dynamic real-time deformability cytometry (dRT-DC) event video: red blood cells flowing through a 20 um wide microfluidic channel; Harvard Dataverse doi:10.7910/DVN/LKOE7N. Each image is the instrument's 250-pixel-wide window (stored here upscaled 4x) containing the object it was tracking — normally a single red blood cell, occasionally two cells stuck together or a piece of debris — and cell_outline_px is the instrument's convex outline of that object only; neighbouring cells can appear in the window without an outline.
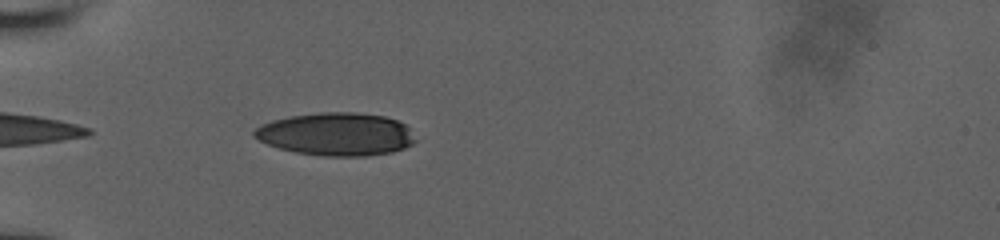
{"species": "human", "species_latin": "Homo sapiens", "temperature_condition": "room temperature", "stored_images_in_passage": 9, "camera_frame_rate_fps": 3000, "um_per_image_px": 0.085, "donor": {"sex": "male"}, "frame": {"image": 1, "passage_image": 7, "time_ms": 5.0, "image_size_px": [1000, 240], "cell_outline_px": [[416, 140], [412, 144], [404, 148], [392, 152], [364, 156], [324, 156], [296, 152], [280, 148], [268, 144], [252, 136], [252, 132], [260, 124], [272, 120], [292, 116], [320, 112], [352, 112], [384, 116], [396, 120], [404, 124], [408, 128]], "centroid_in_image_um": [28.56, 11.4], "position_along_channel_um": 56.4, "area_um2": 40.11}}
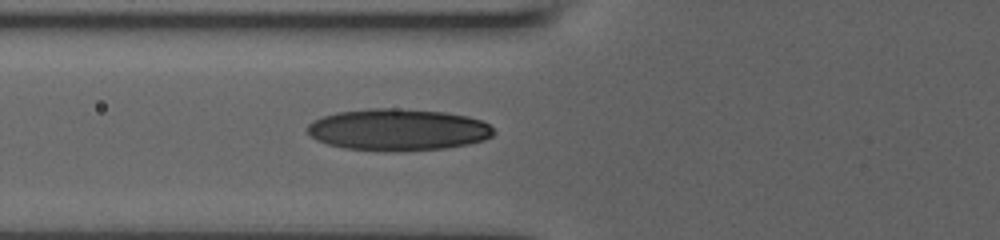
{"frame": {"image": 2, "passage_image": 9, "time_ms": 6.333, "image_size_px": [1000, 240], "cell_outline_px": [[496, 132], [492, 136], [484, 140], [468, 144], [444, 148], [400, 152], [344, 148], [328, 144], [316, 140], [304, 128], [312, 120], [336, 112], [368, 108], [396, 108], [444, 112], [468, 116], [480, 120], [488, 124]], "centroid_in_image_um": [33.81, 11.02], "position_along_channel_um": 92.0, "area_um2": 45.6}}